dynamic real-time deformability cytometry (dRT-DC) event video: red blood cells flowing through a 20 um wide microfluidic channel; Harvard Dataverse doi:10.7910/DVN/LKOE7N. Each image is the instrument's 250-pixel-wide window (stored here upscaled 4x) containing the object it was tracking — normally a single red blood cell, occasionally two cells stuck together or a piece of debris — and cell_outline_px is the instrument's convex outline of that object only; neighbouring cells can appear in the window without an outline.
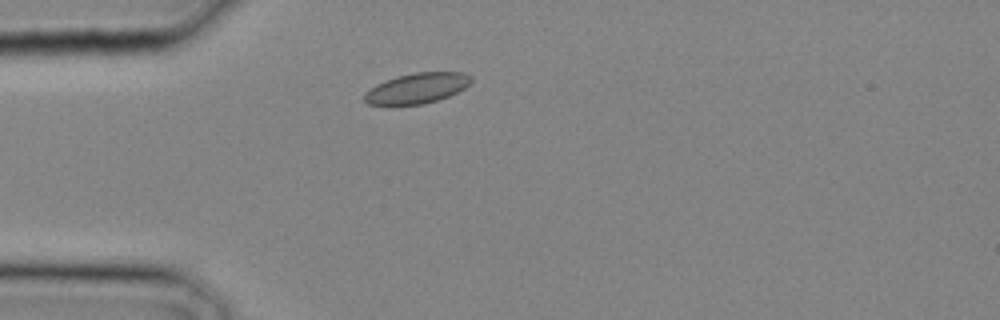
{"species": "common noctule bat (a hibernating species)", "species_latin": "Nyctalus noctula", "temperature_condition": "cold", "stored_images_in_passage": 19, "camera_frame_rate_fps": 3000, "um_per_image_px": 0.085, "animal": {"sex": "male", "body_mass_g": 20.4}, "frame": {"image": 1, "passage_image": 1, "time_ms": 0.0, "image_size_px": [1000, 320], "cell_outline_px": [[472, 80], [464, 88], [448, 96], [424, 104], [368, 104], [364, 100], [364, 92], [376, 84], [396, 76], [416, 72], [464, 72], [472, 76]], "centroid_in_image_um": [35.44, 7.48], "position_along_channel_um": 49.6, "area_um2": 18.73}}
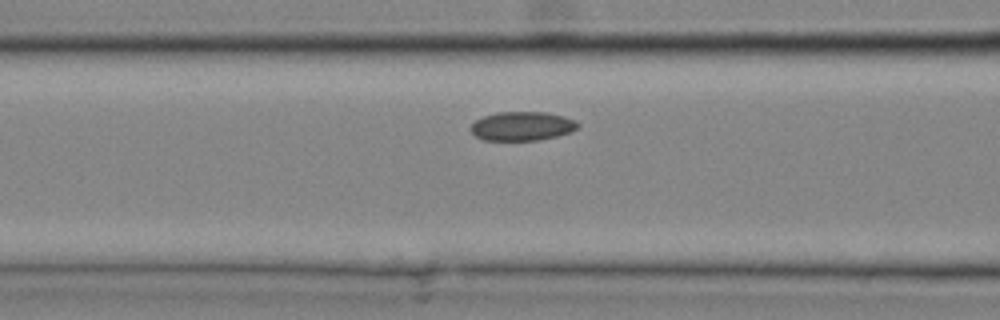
{"frame": {"image": 2, "passage_image": 5, "time_ms": 1.333, "image_size_px": [1000, 320], "cell_outline_px": [[580, 128], [572, 132], [540, 140], [484, 140], [476, 136], [468, 128], [476, 120], [484, 116], [496, 112], [544, 112], [564, 116], [576, 120], [580, 124]], "centroid_in_image_um": [44.42, 10.72], "position_along_channel_um": 122.2, "area_um2": 18.26}}
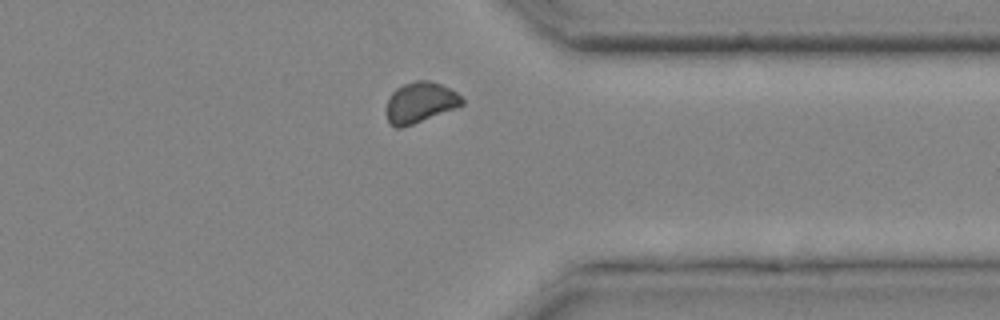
{"frame": {"image": 3, "passage_image": 17, "time_ms": 5.333, "image_size_px": [1000, 320], "cell_outline_px": [[464, 104], [456, 108], [412, 124], [400, 128], [396, 128], [388, 124], [384, 112], [384, 108], [392, 92], [396, 88], [404, 84], [416, 80], [428, 80], [440, 84], [456, 92], [464, 100]], "centroid_in_image_um": [35.66, 8.72], "position_along_channel_um": 375.7, "area_um2": 18.09}}